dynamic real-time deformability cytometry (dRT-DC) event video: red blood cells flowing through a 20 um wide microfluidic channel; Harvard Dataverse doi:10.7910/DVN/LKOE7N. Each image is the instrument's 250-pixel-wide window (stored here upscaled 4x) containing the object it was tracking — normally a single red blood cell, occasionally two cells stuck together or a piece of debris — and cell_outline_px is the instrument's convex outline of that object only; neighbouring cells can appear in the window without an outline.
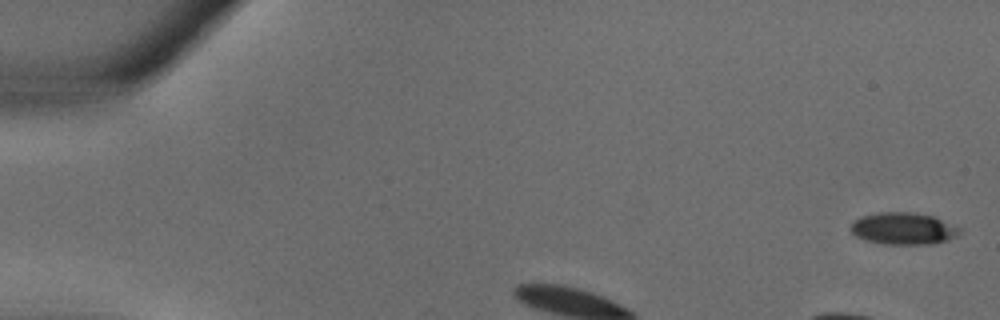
{"species": "common noctule bat (a hibernating species)", "species_latin": "Nyctalus noctula", "temperature_condition": "warm", "stored_images_in_passage": 30, "camera_frame_rate_fps": 3000, "um_per_image_px": 0.085, "animal": {"sex": "male", "body_mass_g": 18.8}, "frame": {"image": 1, "passage_image": 1, "time_ms": 0.0, "image_size_px": [1000, 320], "cell_outline_px": [[964, 228], [956, 236], [948, 240], [932, 244], [884, 244], [864, 240], [856, 236], [852, 232], [852, 224], [860, 216], [880, 212], [912, 212], [932, 216]], "centroid_in_image_um": [76.82, 19.43], "position_along_channel_um": 8.2, "area_um2": 20.35}}
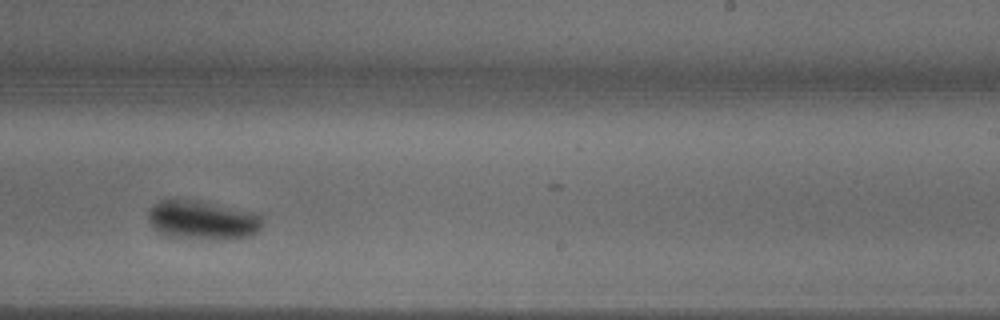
{"frame": {"image": 2, "passage_image": 16, "time_ms": 5.0, "image_size_px": [1000, 320], "cell_outline_px": [[264, 220], [260, 228], [252, 236], [224, 240], [212, 240], [168, 236], [156, 232], [148, 220], [148, 212], [152, 204], [160, 200], [172, 196], [200, 200], [260, 212], [264, 216]], "centroid_in_image_um": [17.23, 18.67], "position_along_channel_um": 271.8, "area_um2": 27.46}}
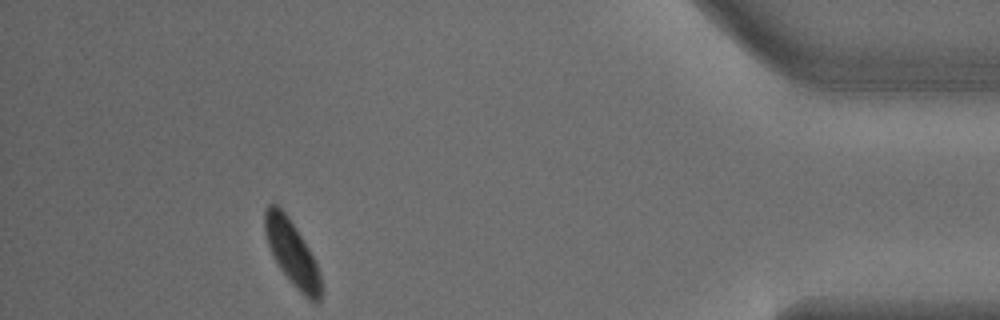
{"frame": {"image": 3, "passage_image": 26, "time_ms": 8.333, "image_size_px": [1000, 320], "cell_outline_px": [[320, 300], [316, 304], [312, 304], [292, 284], [280, 268], [268, 244], [264, 232], [264, 208], [268, 204], [276, 204], [288, 216], [296, 228], [308, 248], [316, 264], [320, 276]], "centroid_in_image_um": [24.8, 21.5], "position_along_channel_um": 410.4, "area_um2": 20.98}}